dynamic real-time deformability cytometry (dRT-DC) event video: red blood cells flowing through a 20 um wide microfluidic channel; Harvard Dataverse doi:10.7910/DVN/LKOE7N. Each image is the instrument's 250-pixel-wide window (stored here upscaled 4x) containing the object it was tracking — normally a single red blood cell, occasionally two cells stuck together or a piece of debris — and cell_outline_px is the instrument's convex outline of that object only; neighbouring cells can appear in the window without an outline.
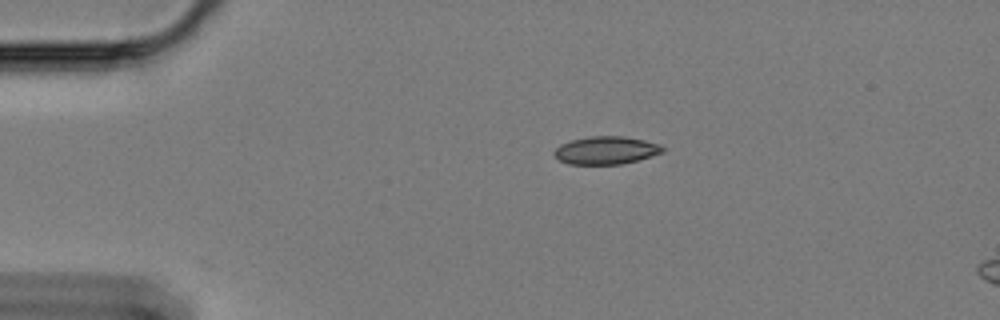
{"species": "Egyptian fruit bat (a non-hibernating species)", "species_latin": "Rousettus aegyptiacus", "temperature_condition": "cold", "stored_images_in_passage": 37, "camera_frame_rate_fps": 3000, "um_per_image_px": 0.085, "animal": {"sex": "female"}, "frame": {"image": 1, "passage_image": 1, "time_ms": 0.0, "image_size_px": [1000, 320], "cell_outline_px": [[664, 152], [636, 160], [620, 164], [568, 164], [560, 160], [552, 152], [560, 144], [572, 140], [592, 136], [624, 136], [644, 140], [660, 144], [664, 148]], "centroid_in_image_um": [51.51, 12.77], "position_along_channel_um": 33.5, "area_um2": 17.46}}
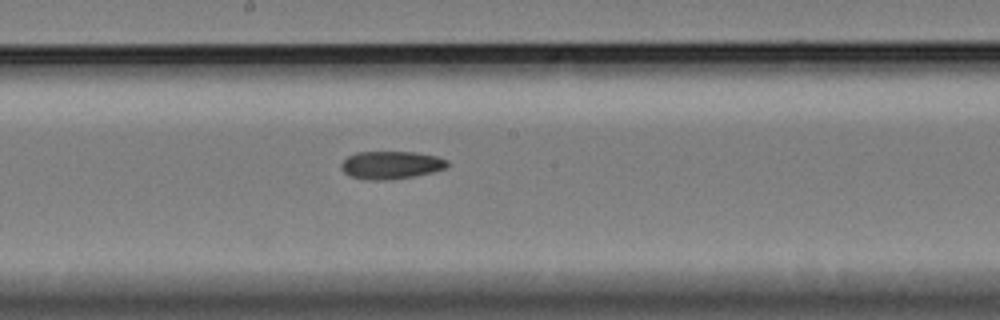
{"frame": {"image": 2, "passage_image": 21, "time_ms": 6.667, "image_size_px": [1000, 320], "cell_outline_px": [[448, 164], [444, 168], [432, 172], [412, 176], [388, 180], [368, 180], [352, 176], [344, 172], [340, 168], [340, 164], [348, 156], [356, 152], [416, 152], [436, 156], [448, 160]], "centroid_in_image_um": [33.21, 14.02], "position_along_channel_um": 215.0, "area_um2": 17.11}}
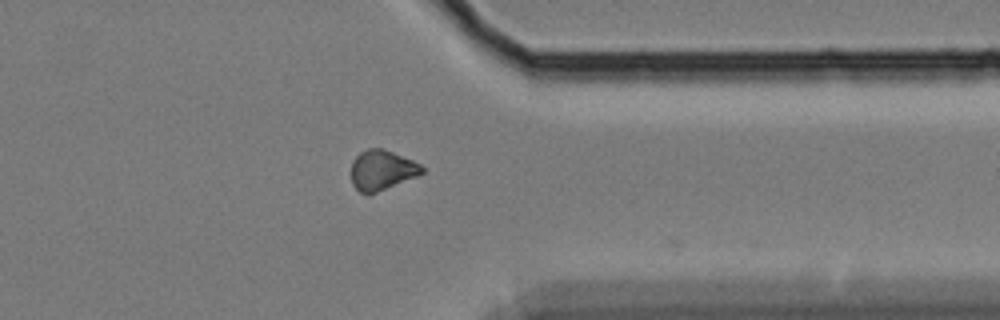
{"frame": {"image": 3, "passage_image": 36, "time_ms": 11.667, "image_size_px": [1000, 320], "cell_outline_px": [[424, 172], [416, 176], [368, 196], [360, 192], [352, 184], [352, 160], [360, 152], [368, 148], [380, 148], [392, 152], [412, 160], [420, 164], [424, 168]], "centroid_in_image_um": [32.44, 14.47], "position_along_channel_um": 379.0, "area_um2": 16.42}}